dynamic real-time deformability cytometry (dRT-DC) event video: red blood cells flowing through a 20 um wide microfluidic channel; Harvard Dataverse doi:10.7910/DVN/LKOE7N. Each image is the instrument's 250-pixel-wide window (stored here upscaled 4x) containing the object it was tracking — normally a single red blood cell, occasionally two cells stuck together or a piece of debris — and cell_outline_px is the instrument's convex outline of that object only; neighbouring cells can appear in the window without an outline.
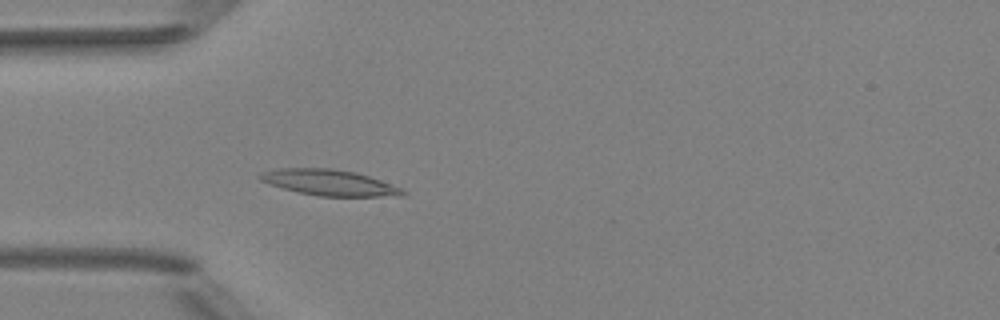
{"species": "Egyptian fruit bat (a non-hibernating species)", "species_latin": "Rousettus aegyptiacus", "temperature_condition": "room temperature", "stored_images_in_passage": 3, "camera_frame_rate_fps": 3000, "um_per_image_px": 0.085, "animal": {"sex": "female"}, "frame": {"image": 1, "passage_image": 3, "time_ms": 2.333, "image_size_px": [1000, 320], "cell_outline_px": [[408, 192], [404, 196], [320, 196], [300, 192], [284, 188], [260, 180], [256, 176], [260, 172], [280, 168], [332, 168], [356, 172], [380, 180], [400, 188]], "centroid_in_image_um": [27.99, 15.51], "position_along_channel_um": 57.0, "area_um2": 21.33}}